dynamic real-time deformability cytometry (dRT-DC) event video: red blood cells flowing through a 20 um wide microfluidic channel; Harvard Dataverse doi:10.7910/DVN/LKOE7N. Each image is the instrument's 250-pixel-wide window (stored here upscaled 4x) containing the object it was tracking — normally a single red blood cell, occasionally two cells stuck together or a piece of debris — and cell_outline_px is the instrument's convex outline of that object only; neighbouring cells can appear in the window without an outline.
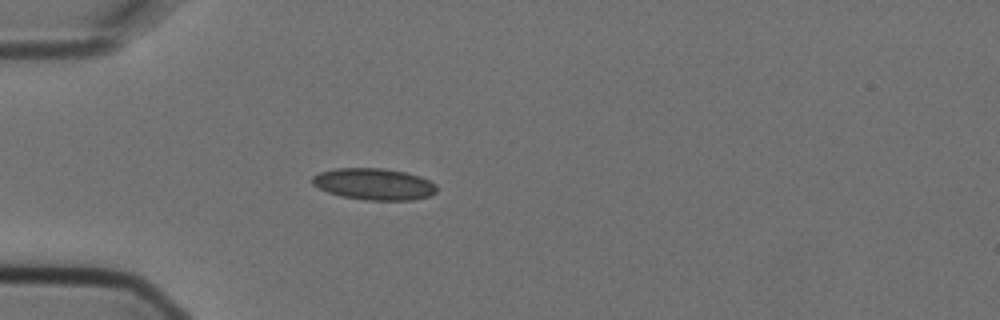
{"species": "Egyptian fruit bat (a non-hibernating species)", "species_latin": "Rousettus aegyptiacus", "temperature_condition": "cold", "stored_images_in_passage": 3, "camera_frame_rate_fps": 3000, "um_per_image_px": 0.085, "animal": {"sex": "female"}, "frame": {"image": 1, "passage_image": 2, "time_ms": 0.333, "image_size_px": [1000, 320], "cell_outline_px": [[436, 192], [428, 196], [412, 200], [364, 200], [340, 196], [328, 192], [312, 184], [312, 176], [320, 172], [336, 168], [384, 168], [408, 172], [420, 176], [436, 184]], "centroid_in_image_um": [31.79, 15.64], "position_along_channel_um": 53.2, "area_um2": 23.0}}